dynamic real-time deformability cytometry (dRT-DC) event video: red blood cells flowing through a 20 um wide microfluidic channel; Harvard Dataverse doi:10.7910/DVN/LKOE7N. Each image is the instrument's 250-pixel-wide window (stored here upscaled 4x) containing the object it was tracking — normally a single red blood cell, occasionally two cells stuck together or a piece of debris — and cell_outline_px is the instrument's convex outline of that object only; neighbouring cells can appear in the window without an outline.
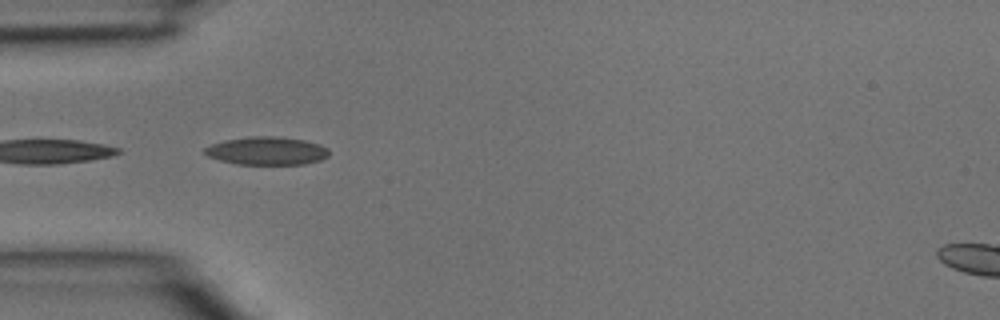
{"species": "common noctule bat (a hibernating species)", "species_latin": "Nyctalus noctula", "temperature_condition": "room temperature", "stored_images_in_passage": 3, "camera_frame_rate_fps": 3000, "um_per_image_px": 0.085, "animal": {"sex": "male", "body_mass_g": 15.6}, "frame": {"image": 1, "passage_image": 3, "time_ms": 0.667, "image_size_px": [1000, 320], "cell_outline_px": [[328, 156], [320, 160], [304, 164], [236, 164], [220, 160], [208, 156], [204, 152], [204, 148], [212, 144], [224, 140], [248, 136], [276, 136], [304, 140], [320, 144], [328, 148]], "centroid_in_image_um": [22.68, 12.81], "position_along_channel_um": 62.3, "area_um2": 20.35}}